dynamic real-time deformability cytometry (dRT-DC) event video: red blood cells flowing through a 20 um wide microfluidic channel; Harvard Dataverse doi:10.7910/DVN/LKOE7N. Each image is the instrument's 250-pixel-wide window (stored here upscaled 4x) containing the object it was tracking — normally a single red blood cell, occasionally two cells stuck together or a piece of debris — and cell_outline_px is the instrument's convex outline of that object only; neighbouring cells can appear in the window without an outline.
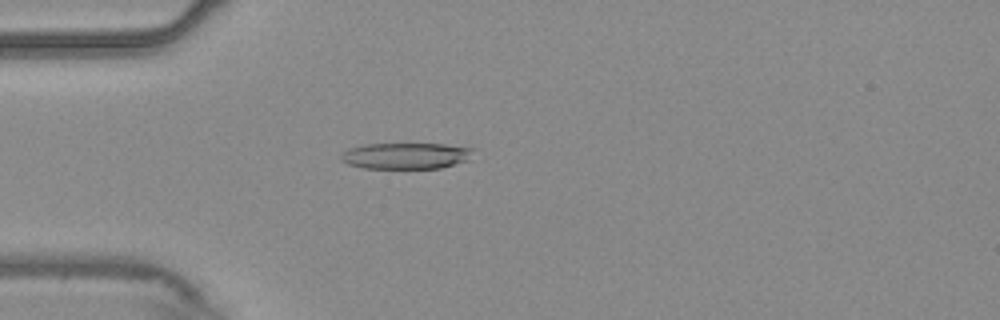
{"species": "common noctule bat (a hibernating species)", "species_latin": "Nyctalus noctula", "temperature_condition": "warm", "stored_images_in_passage": 53, "camera_frame_rate_fps": 3000, "um_per_image_px": 0.085, "animal": {"sex": "male", "body_mass_g": 20.4}, "frame": {"image": 1, "passage_image": 14, "time_ms": 4.333, "image_size_px": [1000, 320], "cell_outline_px": [[476, 148], [468, 160], [440, 168], [364, 168], [348, 164], [340, 160], [340, 156], [348, 148], [364, 144], [444, 144]], "centroid_in_image_um": [34.5, 13.24], "position_along_channel_um": 50.5, "area_um2": 20.23}}
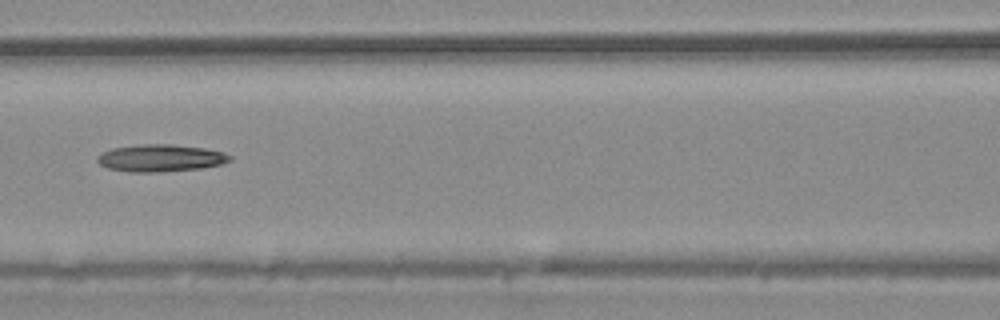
{"frame": {"image": 2, "passage_image": 23, "time_ms": 7.333, "image_size_px": [1000, 320], "cell_outline_px": [[232, 160], [220, 164], [200, 168], [156, 172], [132, 172], [108, 168], [100, 164], [96, 160], [96, 156], [112, 148], [140, 144], [172, 144], [204, 148], [224, 152], [232, 156]], "centroid_in_image_um": [13.64, 13.42], "position_along_channel_um": 153.0, "area_um2": 20.92}}
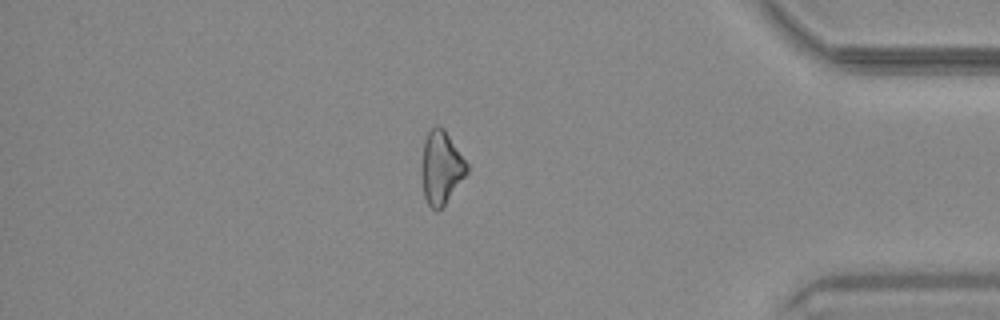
{"frame": {"image": 3, "passage_image": 45, "time_ms": 14.667, "image_size_px": [1000, 320], "cell_outline_px": [[468, 172], [444, 204], [436, 212], [428, 204], [424, 196], [420, 176], [420, 168], [424, 140], [432, 124], [440, 124], [444, 128], [468, 164]], "centroid_in_image_um": [37.46, 14.19], "position_along_channel_um": 397.7, "area_um2": 19.59}}